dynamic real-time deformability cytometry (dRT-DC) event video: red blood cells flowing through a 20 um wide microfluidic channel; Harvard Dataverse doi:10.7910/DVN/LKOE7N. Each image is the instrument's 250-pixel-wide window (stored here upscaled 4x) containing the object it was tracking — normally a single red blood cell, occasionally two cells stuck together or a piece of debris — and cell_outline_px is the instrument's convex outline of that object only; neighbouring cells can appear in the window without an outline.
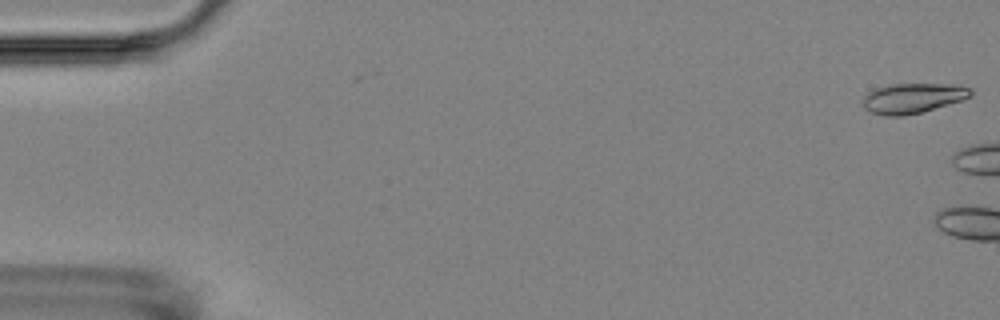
{"species": "Egyptian fruit bat (a non-hibernating species)", "species_latin": "Rousettus aegyptiacus", "temperature_condition": "room temperature", "stored_images_in_passage": 3, "camera_frame_rate_fps": 3000, "um_per_image_px": 0.085, "animal": {"sex": "female"}, "frame": {"image": 1, "passage_image": 1, "time_ms": 0.0, "image_size_px": [1000, 320], "cell_outline_px": [[972, 96], [960, 100], [920, 112], [904, 116], [884, 116], [872, 112], [864, 108], [864, 96], [868, 92], [876, 88], [892, 84], [960, 84], [972, 88]], "centroid_in_image_um": [77.6, 8.33], "position_along_channel_um": 7.4, "area_um2": 18.73}}